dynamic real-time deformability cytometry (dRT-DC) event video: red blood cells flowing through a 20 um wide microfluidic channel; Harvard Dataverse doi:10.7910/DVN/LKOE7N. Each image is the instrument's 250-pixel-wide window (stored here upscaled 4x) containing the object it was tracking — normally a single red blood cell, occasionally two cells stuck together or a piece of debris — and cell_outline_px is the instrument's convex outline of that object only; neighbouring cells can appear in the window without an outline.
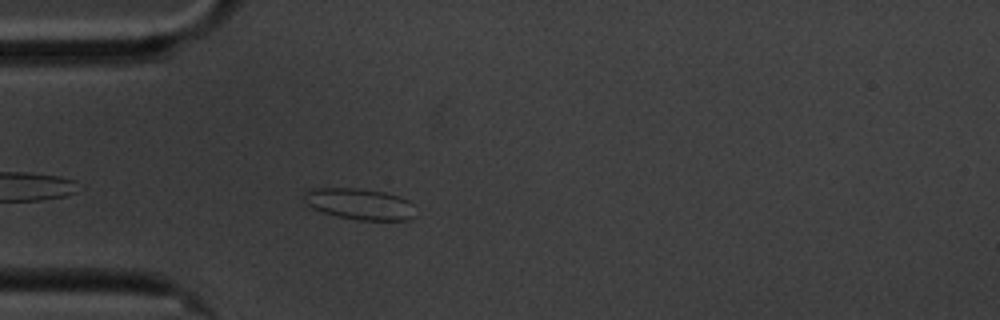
{"species": "common noctule bat (a hibernating species)", "species_latin": "Nyctalus noctula", "temperature_condition": "cold", "stored_images_in_passage": 41, "camera_frame_rate_fps": 3000, "um_per_image_px": 0.085, "animal": {"sex": "male", "body_mass_g": 20.1, "forearm_length_mm": 53.5}, "frame": {"image": 1, "passage_image": 5, "time_ms": 1.333, "image_size_px": [1000, 320], "cell_outline_px": [[416, 216], [408, 220], [356, 220], [336, 216], [312, 208], [304, 200], [304, 192], [308, 188], [360, 188], [384, 192], [400, 196], [408, 200], [412, 204]], "centroid_in_image_um": [30.58, 17.33], "position_along_channel_um": 54.4, "area_um2": 20.46}}
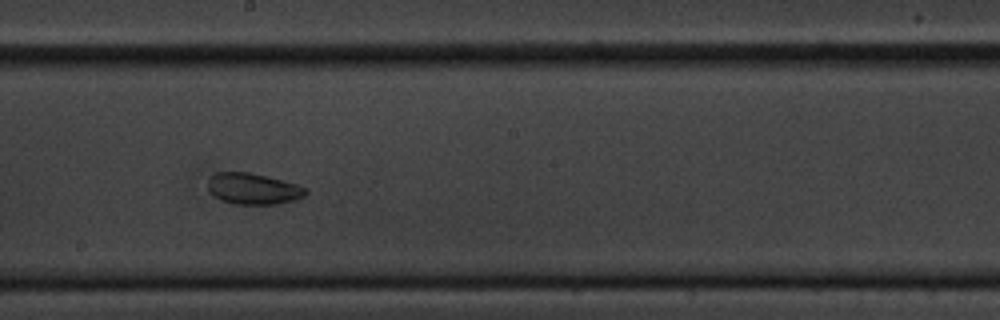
{"frame": {"image": 2, "passage_image": 21, "time_ms": 6.667, "image_size_px": [1000, 320], "cell_outline_px": [[308, 192], [304, 196], [296, 200], [280, 204], [232, 204], [220, 200], [208, 188], [208, 176], [216, 172], [248, 172], [296, 184], [308, 188]], "centroid_in_image_um": [21.52, 16.05], "position_along_channel_um": 226.7, "area_um2": 17.8}}
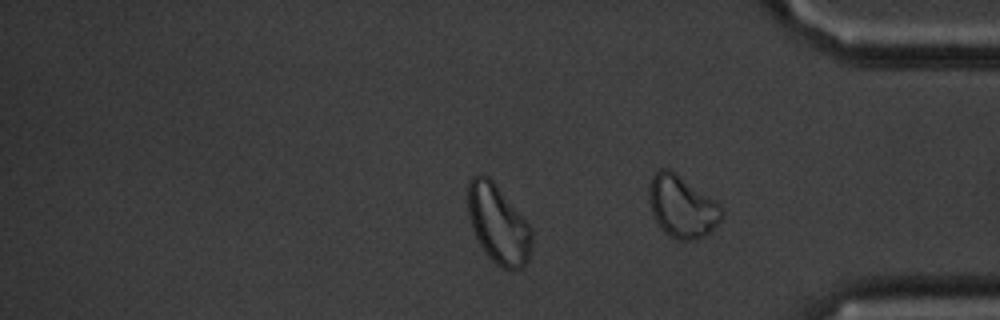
{"frame": {"image": 3, "passage_image": 35, "time_ms": 11.333, "image_size_px": [1000, 320], "cell_outline_px": [[532, 252], [528, 260], [520, 268], [508, 272], [500, 268], [484, 252], [472, 228], [468, 216], [468, 180], [472, 176], [488, 176], [492, 180], [532, 228]], "centroid_in_image_um": [42.36, 19.11], "position_along_channel_um": 392.8, "area_um2": 29.36}, "authors_computed_cell_mechanics": {"area_um2": 18.4382, "velocity_mm_per_s": 3.3501, "shape_relaxation_time_tau1_ms": null, "shape_relaxation_time_tau2_ms": 8.2361, "deformation_change_tau1": null, "deformation_change_tau2": 0.0838}}